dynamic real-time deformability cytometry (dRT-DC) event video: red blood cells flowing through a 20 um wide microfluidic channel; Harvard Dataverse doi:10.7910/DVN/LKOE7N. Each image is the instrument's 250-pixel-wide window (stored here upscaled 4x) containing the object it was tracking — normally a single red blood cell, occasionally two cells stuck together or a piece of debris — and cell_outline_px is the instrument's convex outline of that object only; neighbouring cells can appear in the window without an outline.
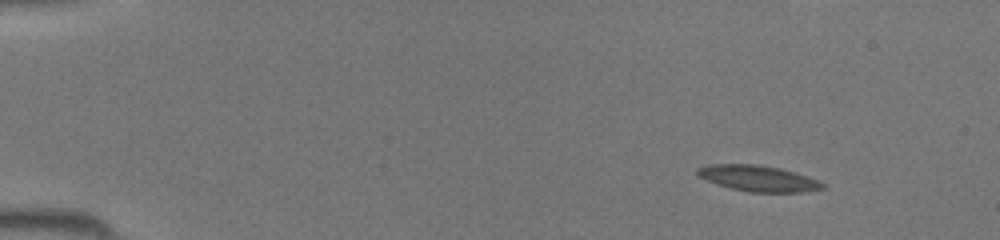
{"species": "common noctule bat (a hibernating species)", "species_latin": "Nyctalus noctula", "temperature_condition": "room temperature", "stored_images_in_passage": 46, "camera_frame_rate_fps": 3000, "um_per_image_px": 0.085, "animal": {"sex": "female", "body_mass_g": 19.5, "forearm_length_mm": 54.1}, "frame": {"image": 1, "passage_image": 5, "time_ms": 1.333, "image_size_px": [1000, 240], "cell_outline_px": [[824, 188], [800, 192], [752, 192], [732, 188], [716, 184], [700, 176], [696, 172], [696, 168], [712, 164], [756, 164], [776, 168], [792, 172], [816, 180], [824, 184]], "centroid_in_image_um": [64.39, 15.16], "position_along_channel_um": 20.6, "area_um2": 18.32}}
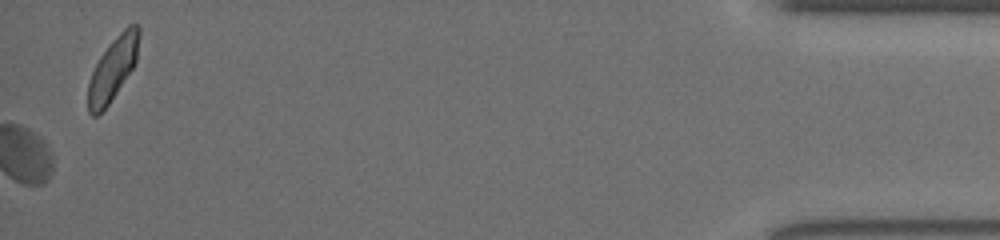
{"frame": {"image": 2, "passage_image": 46, "time_ms": 15.0, "image_size_px": [1000, 240], "cell_outline_px": [[140, 32], [136, 60], [132, 68], [108, 104], [96, 116], [92, 116], [88, 112], [88, 84], [92, 72], [100, 56], [116, 36], [128, 24], [140, 24]], "centroid_in_image_um": [9.59, 5.81], "position_along_channel_um": 425.6, "area_um2": 18.32}}